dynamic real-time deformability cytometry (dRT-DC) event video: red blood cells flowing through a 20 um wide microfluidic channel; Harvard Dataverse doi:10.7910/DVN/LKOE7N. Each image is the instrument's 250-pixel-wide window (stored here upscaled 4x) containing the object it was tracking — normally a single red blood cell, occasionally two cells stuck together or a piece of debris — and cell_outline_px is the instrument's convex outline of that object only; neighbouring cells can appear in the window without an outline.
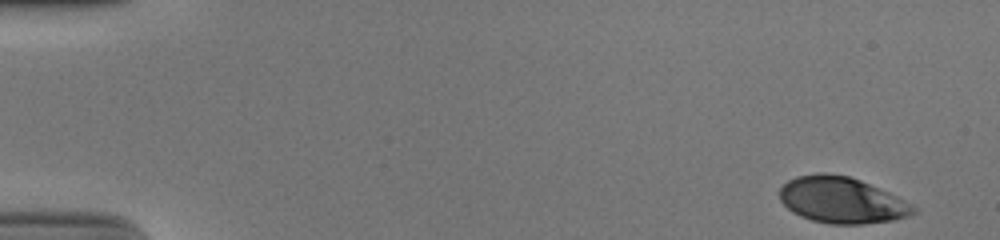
{"species": "human", "species_latin": "Homo sapiens", "temperature_condition": "cold", "stored_images_in_passage": 51, "camera_frame_rate_fps": 3000, "um_per_image_px": 0.085, "donor": {"sex": "male"}, "frame": {"image": 1, "passage_image": 1, "time_ms": 0.0, "image_size_px": [1000, 240], "cell_outline_px": [[916, 212], [908, 216], [892, 220], [864, 224], [832, 224], [812, 220], [800, 216], [792, 212], [780, 200], [780, 188], [788, 180], [796, 176], [820, 172], [828, 172], [848, 176], [860, 180], [888, 192], [912, 204], [916, 208]], "centroid_in_image_um": [71.53, 17.0], "position_along_channel_um": 13.5, "area_um2": 35.95}}
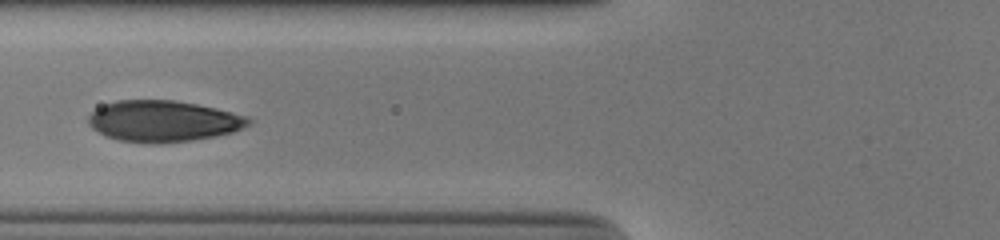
{"frame": {"image": 2, "passage_image": 20, "time_ms": 6.333, "image_size_px": [1000, 240], "cell_outline_px": [[252, 124], [244, 128], [232, 132], [216, 136], [192, 140], [160, 144], [116, 140], [104, 136], [92, 128], [88, 124], [88, 116], [96, 108], [104, 104], [116, 100], [176, 100], [216, 108], [248, 116], [252, 120]], "centroid_in_image_um": [13.88, 10.3], "position_along_channel_um": 111.9, "area_um2": 38.84}}
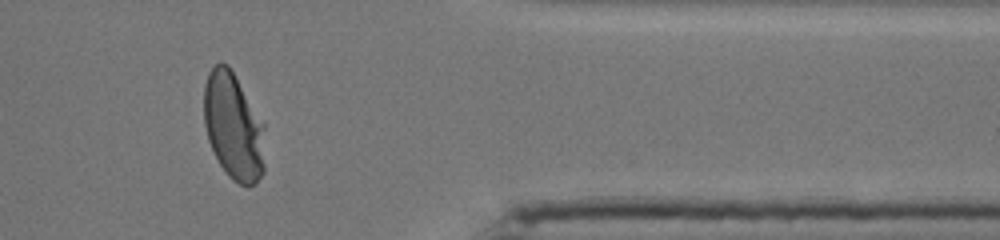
{"frame": {"image": 3, "passage_image": 43, "time_ms": 14.0, "image_size_px": [1000, 240], "cell_outline_px": [[264, 172], [256, 184], [248, 188], [232, 180], [228, 176], [220, 164], [208, 140], [204, 124], [204, 84], [208, 72], [220, 60], [228, 64], [264, 124]], "centroid_in_image_um": [19.84, 10.76], "position_along_channel_um": 391.6, "area_um2": 38.26}, "authors_computed_cell_mechanics": {"area_um2": 37.859, "velocity_mm_per_s": 3.8679, "shape_relaxation_time_tau1_ms": 3.3297, "shape_relaxation_time_tau2_ms": null, "deformation_change_tau1": 0.1744, "deformation_change_tau2": null}}